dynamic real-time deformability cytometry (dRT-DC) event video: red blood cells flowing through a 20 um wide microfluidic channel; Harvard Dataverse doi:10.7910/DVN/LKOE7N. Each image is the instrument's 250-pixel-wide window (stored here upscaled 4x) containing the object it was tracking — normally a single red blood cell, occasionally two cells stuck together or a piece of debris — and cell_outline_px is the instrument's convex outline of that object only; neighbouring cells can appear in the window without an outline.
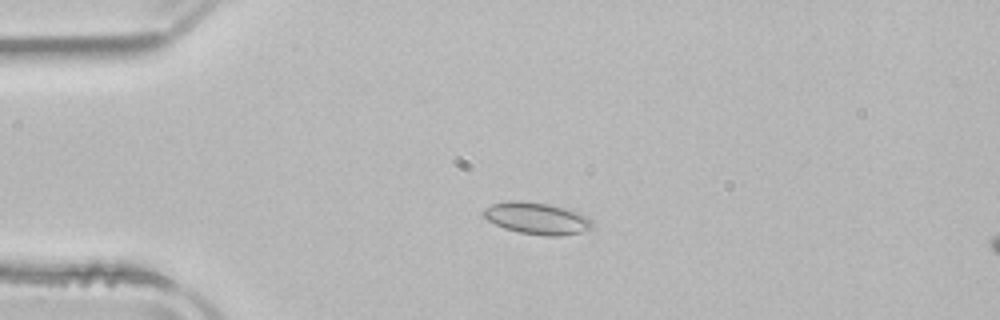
{"species": "common noctule bat (a hibernating species)", "species_latin": "Nyctalus noctula", "temperature_condition": "room temperature", "stored_images_in_passage": 53, "camera_frame_rate_fps": 3000, "um_per_image_px": 0.085, "animal": {"sex": "male", "body_mass_g": 21.5, "forearm_length_mm": 52.0}, "frame": {"image": 1, "passage_image": 13, "time_ms": 4.0, "image_size_px": [1000, 320], "cell_outline_px": [[592, 228], [580, 232], [560, 236], [548, 236], [520, 232], [504, 228], [488, 220], [480, 212], [484, 208], [492, 204], [508, 200], [520, 200], [548, 204], [564, 208], [576, 212], [592, 220]], "centroid_in_image_um": [45.59, 18.55], "position_along_channel_um": 39.4, "area_um2": 20.0}}
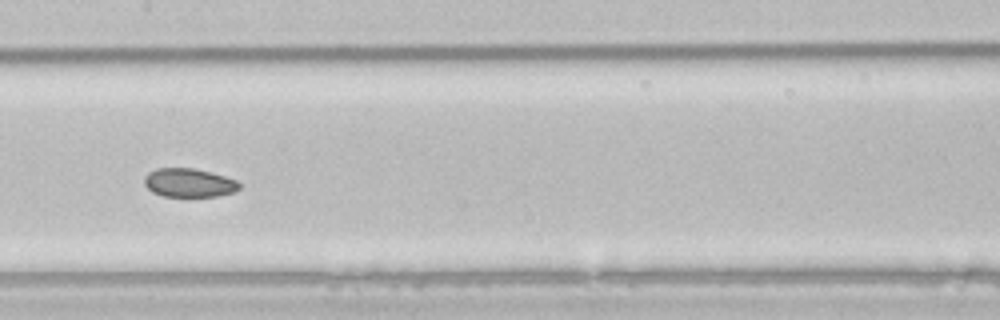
{"frame": {"image": 2, "passage_image": 27, "time_ms": 8.667, "image_size_px": [1000, 320], "cell_outline_px": [[240, 188], [232, 192], [220, 196], [164, 196], [152, 192], [144, 184], [144, 176], [148, 172], [156, 168], [192, 168], [224, 176], [236, 180], [240, 184]], "centroid_in_image_um": [16.03, 15.53], "position_along_channel_um": 191.4, "area_um2": 15.78}}
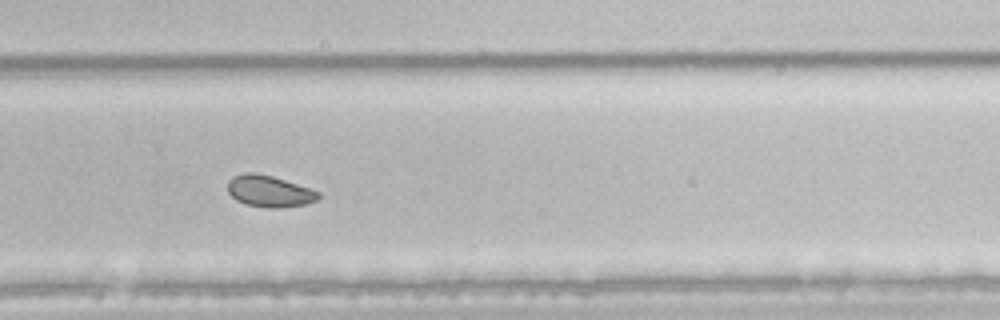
{"frame": {"image": 3, "passage_image": 36, "time_ms": 11.667, "image_size_px": [1000, 320], "cell_outline_px": [[320, 196], [316, 200], [304, 204], [280, 208], [272, 208], [248, 204], [236, 200], [228, 192], [228, 180], [236, 176], [248, 172], [252, 172], [272, 176], [320, 192]], "centroid_in_image_um": [22.88, 16.26], "position_along_channel_um": 306.9, "area_um2": 16.24}, "authors_computed_cell_mechanics": {"area_um2": 18.5538, "velocity_mm_per_s": 3.8828, "shape_relaxation_time_tau1_ms": 3.4103, "shape_relaxation_time_tau2_ms": null, "deformation_change_tau1": 0.0461, "deformation_change_tau2": null}}